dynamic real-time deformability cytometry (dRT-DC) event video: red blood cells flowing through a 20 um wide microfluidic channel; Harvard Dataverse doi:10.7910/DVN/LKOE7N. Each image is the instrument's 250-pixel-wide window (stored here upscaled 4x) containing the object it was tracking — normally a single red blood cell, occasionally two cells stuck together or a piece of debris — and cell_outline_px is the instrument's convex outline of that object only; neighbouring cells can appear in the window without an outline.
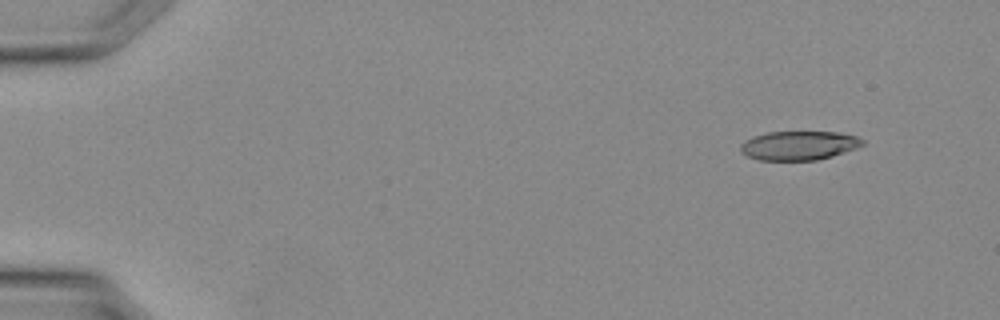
{"species": "Egyptian fruit bat (a non-hibernating species)", "species_latin": "Rousettus aegyptiacus", "temperature_condition": "warm", "stored_images_in_passage": 33, "camera_frame_rate_fps": 3000, "um_per_image_px": 0.085, "animal": {"sex": "female"}, "frame": {"image": 1, "passage_image": 1, "time_ms": 0.0, "image_size_px": [1000, 320], "cell_outline_px": [[864, 144], [856, 148], [832, 156], [816, 160], [760, 160], [748, 156], [740, 152], [740, 144], [744, 140], [768, 132], [840, 132], [856, 136], [864, 140]], "centroid_in_image_um": [67.9, 12.37], "position_along_channel_um": 17.1, "area_um2": 20.58}}
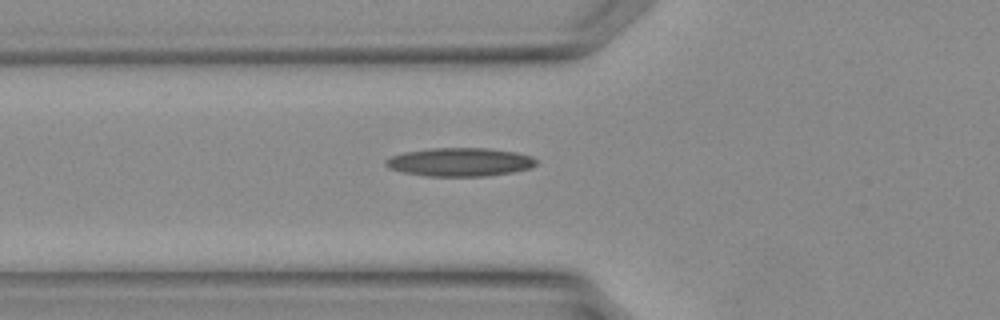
{"frame": {"image": 2, "passage_image": 11, "time_ms": 3.333, "image_size_px": [1000, 320], "cell_outline_px": [[536, 164], [532, 168], [512, 172], [488, 176], [424, 176], [404, 172], [388, 168], [384, 164], [384, 160], [392, 156], [404, 152], [428, 148], [488, 148], [516, 152], [532, 156], [536, 160]], "centroid_in_image_um": [39.08, 13.77], "position_along_channel_um": 86.7, "area_um2": 25.14}}
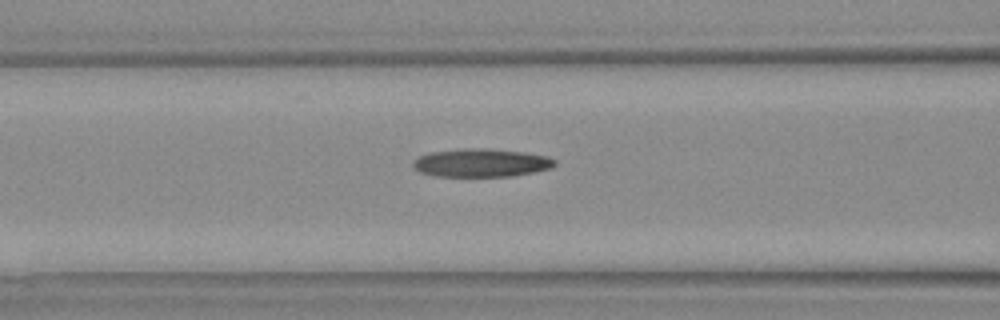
{"frame": {"image": 3, "passage_image": 13, "time_ms": 4.0, "image_size_px": [1000, 320], "cell_outline_px": [[556, 164], [552, 168], [512, 176], [432, 176], [420, 172], [412, 164], [412, 160], [420, 156], [432, 152], [468, 148], [488, 148], [520, 152], [548, 156], [556, 160]], "centroid_in_image_um": [40.9, 13.84], "position_along_channel_um": 125.7, "area_um2": 23.18}}